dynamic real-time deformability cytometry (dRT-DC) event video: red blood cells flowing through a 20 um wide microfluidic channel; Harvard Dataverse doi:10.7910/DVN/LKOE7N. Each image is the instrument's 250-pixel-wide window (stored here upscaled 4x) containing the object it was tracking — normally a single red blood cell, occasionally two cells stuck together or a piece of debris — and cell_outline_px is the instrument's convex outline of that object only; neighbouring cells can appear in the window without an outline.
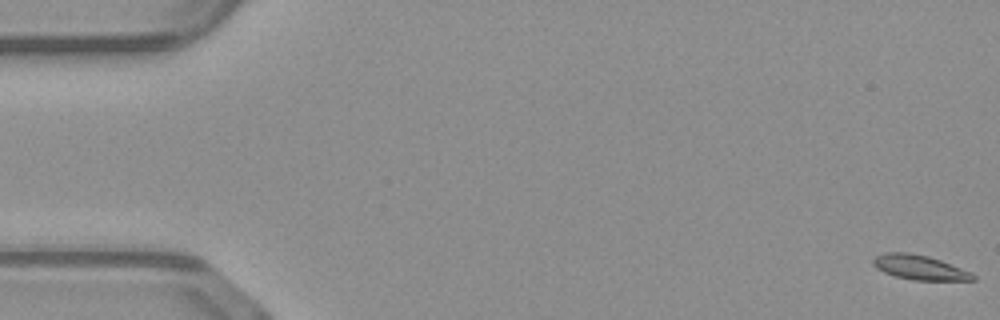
{"species": "common noctule bat (a hibernating species)", "species_latin": "Nyctalus noctula", "temperature_condition": "warm", "stored_images_in_passage": 16, "segment_of_instrument_passage": [1, 2], "camera_frame_rate_fps": 3000, "um_per_image_px": 0.085, "animal": {"sex": "male", "body_mass_g": 23.1, "forearm_length_mm": 52.7}, "frame": {"image": 1, "passage_image": 1, "time_ms": 0.0, "image_size_px": [1000, 320], "cell_outline_px": [[976, 280], [912, 280], [896, 276], [884, 272], [876, 268], [872, 264], [872, 260], [876, 256], [888, 252], [908, 252], [928, 256], [940, 260], [972, 272], [976, 276]], "centroid_in_image_um": [78.17, 22.73], "position_along_channel_um": 6.8, "area_um2": 14.28}}
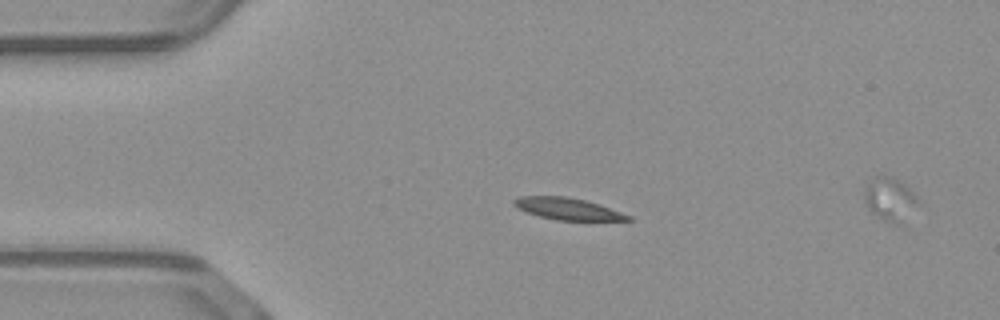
{"frame": {"image": 2, "passage_image": 12, "time_ms": 3.667, "image_size_px": [1000, 320], "cell_outline_px": [[632, 220], [556, 220], [540, 216], [516, 208], [512, 204], [512, 200], [520, 196], [564, 196], [584, 200], [632, 216]], "centroid_in_image_um": [48.18, 17.74], "position_along_channel_um": 36.8, "area_um2": 14.22}}